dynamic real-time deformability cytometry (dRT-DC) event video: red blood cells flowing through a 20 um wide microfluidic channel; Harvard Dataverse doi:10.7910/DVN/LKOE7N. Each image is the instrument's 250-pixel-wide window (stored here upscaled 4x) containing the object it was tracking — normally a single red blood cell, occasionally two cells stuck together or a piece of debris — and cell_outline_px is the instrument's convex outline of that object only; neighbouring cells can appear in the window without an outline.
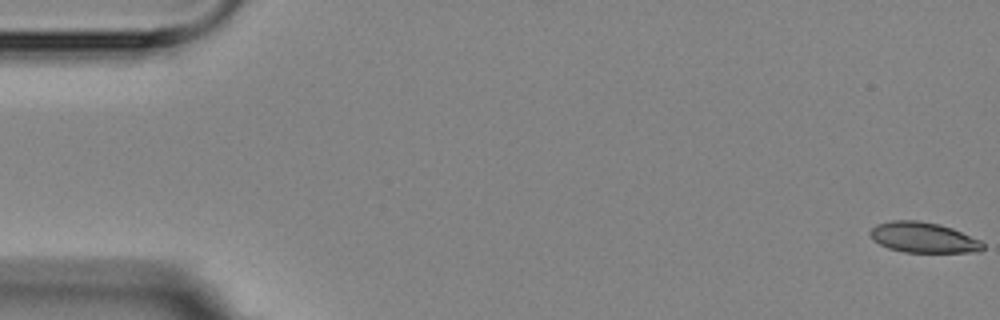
{"species": "Egyptian fruit bat (a non-hibernating species)", "species_latin": "Rousettus aegyptiacus", "temperature_condition": "room temperature", "stored_images_in_passage": 6, "camera_frame_rate_fps": 3000, "um_per_image_px": 0.085, "animal": {"sex": "female"}, "frame": {"image": 1, "passage_image": 1, "time_ms": 0.0, "image_size_px": [1000, 320], "cell_outline_px": [[984, 248], [980, 252], [904, 252], [888, 248], [872, 240], [868, 232], [876, 224], [892, 220], [916, 220], [940, 224], [952, 228], [980, 240], [984, 244]], "centroid_in_image_um": [78.47, 20.18], "position_along_channel_um": 6.5, "area_um2": 20.11}}